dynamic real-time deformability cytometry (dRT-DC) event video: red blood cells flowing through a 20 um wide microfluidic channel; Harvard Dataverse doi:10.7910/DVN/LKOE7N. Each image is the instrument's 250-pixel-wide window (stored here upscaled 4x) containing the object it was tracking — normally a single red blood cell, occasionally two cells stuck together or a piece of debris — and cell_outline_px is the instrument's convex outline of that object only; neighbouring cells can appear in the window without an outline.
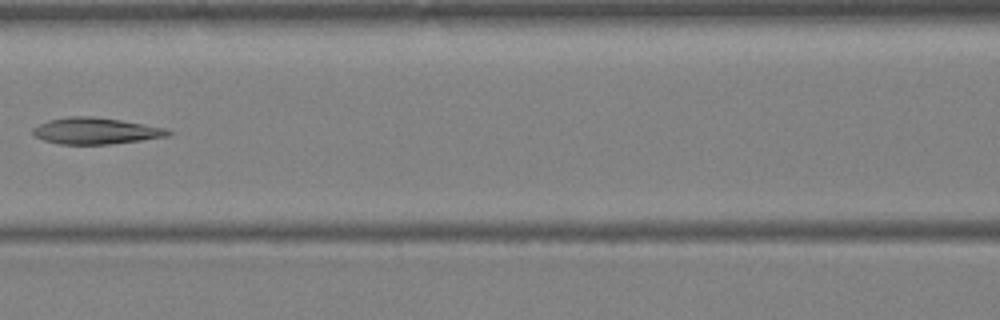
{"species": "Egyptian fruit bat (a non-hibernating species)", "species_latin": "Rousettus aegyptiacus", "temperature_condition": "warm", "stored_images_in_passage": 19, "camera_frame_rate_fps": 3000, "um_per_image_px": 0.085, "animal": {"sex": "female"}, "frame": {"image": 1, "passage_image": 9, "time_ms": 2.667, "image_size_px": [1000, 320], "cell_outline_px": [[148, 136], [128, 140], [92, 144], [76, 144], [56, 140], [64, 120], [108, 120], [132, 124]], "centroid_in_image_um": [8.28, 11.2], "position_along_channel_um": 158.3, "area_um2": 12.2}}
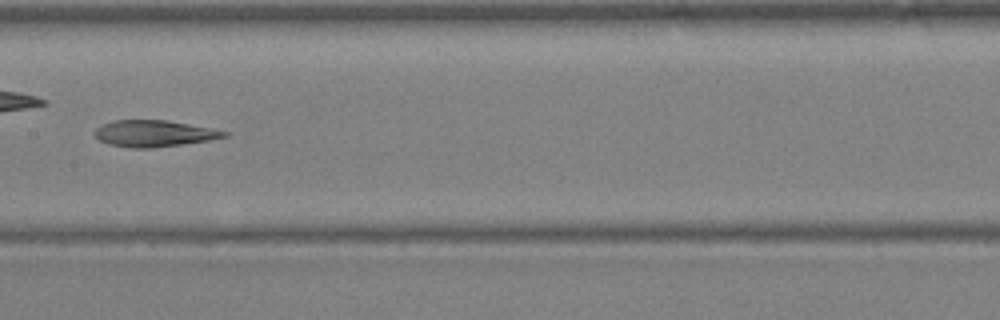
{"frame": {"image": 2, "passage_image": 11, "time_ms": 3.333, "image_size_px": [1000, 320], "cell_outline_px": [[216, 136], [196, 140], [168, 144], [120, 144], [132, 120], [152, 120], [176, 124], [192, 128]], "centroid_in_image_um": [13.64, 11.33], "position_along_channel_um": 193.8, "area_um2": 11.21}}